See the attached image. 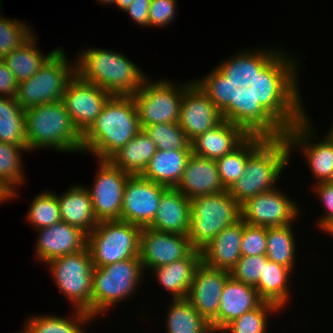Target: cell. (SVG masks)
Instances as JSON below:
<instances>
[{"instance_id": "obj_47", "label": "cell", "mask_w": 333, "mask_h": 333, "mask_svg": "<svg viewBox=\"0 0 333 333\" xmlns=\"http://www.w3.org/2000/svg\"><path fill=\"white\" fill-rule=\"evenodd\" d=\"M15 198V191L8 186L5 182L0 180V204L5 201L8 202Z\"/></svg>"}, {"instance_id": "obj_51", "label": "cell", "mask_w": 333, "mask_h": 333, "mask_svg": "<svg viewBox=\"0 0 333 333\" xmlns=\"http://www.w3.org/2000/svg\"><path fill=\"white\" fill-rule=\"evenodd\" d=\"M99 1V3H101V4H104V5H108V4H113V5H115V0H97V2Z\"/></svg>"}, {"instance_id": "obj_6", "label": "cell", "mask_w": 333, "mask_h": 333, "mask_svg": "<svg viewBox=\"0 0 333 333\" xmlns=\"http://www.w3.org/2000/svg\"><path fill=\"white\" fill-rule=\"evenodd\" d=\"M291 155L286 137L277 128L247 158L245 173L228 192L241 205L251 197L275 189Z\"/></svg>"}, {"instance_id": "obj_45", "label": "cell", "mask_w": 333, "mask_h": 333, "mask_svg": "<svg viewBox=\"0 0 333 333\" xmlns=\"http://www.w3.org/2000/svg\"><path fill=\"white\" fill-rule=\"evenodd\" d=\"M17 90V80L6 62L0 59V97L16 98Z\"/></svg>"}, {"instance_id": "obj_23", "label": "cell", "mask_w": 333, "mask_h": 333, "mask_svg": "<svg viewBox=\"0 0 333 333\" xmlns=\"http://www.w3.org/2000/svg\"><path fill=\"white\" fill-rule=\"evenodd\" d=\"M175 188L190 200L226 190L220 180L216 161L193 153L188 158L180 182Z\"/></svg>"}, {"instance_id": "obj_2", "label": "cell", "mask_w": 333, "mask_h": 333, "mask_svg": "<svg viewBox=\"0 0 333 333\" xmlns=\"http://www.w3.org/2000/svg\"><path fill=\"white\" fill-rule=\"evenodd\" d=\"M292 56L283 49L277 53L275 69L281 78L283 93L274 103L271 114L286 137L290 152L298 148L304 154L315 184L333 181V141L326 135L316 141L314 122L307 116L300 95L299 63Z\"/></svg>"}, {"instance_id": "obj_39", "label": "cell", "mask_w": 333, "mask_h": 333, "mask_svg": "<svg viewBox=\"0 0 333 333\" xmlns=\"http://www.w3.org/2000/svg\"><path fill=\"white\" fill-rule=\"evenodd\" d=\"M143 130L155 143L157 150H192L191 142L178 122L149 125Z\"/></svg>"}, {"instance_id": "obj_4", "label": "cell", "mask_w": 333, "mask_h": 333, "mask_svg": "<svg viewBox=\"0 0 333 333\" xmlns=\"http://www.w3.org/2000/svg\"><path fill=\"white\" fill-rule=\"evenodd\" d=\"M141 130L132 96H112L82 135V153L109 160Z\"/></svg>"}, {"instance_id": "obj_17", "label": "cell", "mask_w": 333, "mask_h": 333, "mask_svg": "<svg viewBox=\"0 0 333 333\" xmlns=\"http://www.w3.org/2000/svg\"><path fill=\"white\" fill-rule=\"evenodd\" d=\"M168 187L130 176L126 182L120 221L148 227L154 220L163 192Z\"/></svg>"}, {"instance_id": "obj_16", "label": "cell", "mask_w": 333, "mask_h": 333, "mask_svg": "<svg viewBox=\"0 0 333 333\" xmlns=\"http://www.w3.org/2000/svg\"><path fill=\"white\" fill-rule=\"evenodd\" d=\"M111 94L83 80L77 73L67 84L62 102L75 128L83 135L101 113Z\"/></svg>"}, {"instance_id": "obj_29", "label": "cell", "mask_w": 333, "mask_h": 333, "mask_svg": "<svg viewBox=\"0 0 333 333\" xmlns=\"http://www.w3.org/2000/svg\"><path fill=\"white\" fill-rule=\"evenodd\" d=\"M292 271L280 264H277L267 258V264H264L263 276H260L259 283L255 287L260 298L272 304H275L282 311L285 306L291 302V278Z\"/></svg>"}, {"instance_id": "obj_28", "label": "cell", "mask_w": 333, "mask_h": 333, "mask_svg": "<svg viewBox=\"0 0 333 333\" xmlns=\"http://www.w3.org/2000/svg\"><path fill=\"white\" fill-rule=\"evenodd\" d=\"M191 154L192 150H157L141 176L168 188H175Z\"/></svg>"}, {"instance_id": "obj_42", "label": "cell", "mask_w": 333, "mask_h": 333, "mask_svg": "<svg viewBox=\"0 0 333 333\" xmlns=\"http://www.w3.org/2000/svg\"><path fill=\"white\" fill-rule=\"evenodd\" d=\"M267 227L246 224L243 221L242 256L266 255Z\"/></svg>"}, {"instance_id": "obj_9", "label": "cell", "mask_w": 333, "mask_h": 333, "mask_svg": "<svg viewBox=\"0 0 333 333\" xmlns=\"http://www.w3.org/2000/svg\"><path fill=\"white\" fill-rule=\"evenodd\" d=\"M188 238L194 249L201 250L224 228L241 219L240 205L228 190L190 200Z\"/></svg>"}, {"instance_id": "obj_35", "label": "cell", "mask_w": 333, "mask_h": 333, "mask_svg": "<svg viewBox=\"0 0 333 333\" xmlns=\"http://www.w3.org/2000/svg\"><path fill=\"white\" fill-rule=\"evenodd\" d=\"M293 225L267 227V250L269 260L289 268L293 272L296 262L297 242L292 229Z\"/></svg>"}, {"instance_id": "obj_33", "label": "cell", "mask_w": 333, "mask_h": 333, "mask_svg": "<svg viewBox=\"0 0 333 333\" xmlns=\"http://www.w3.org/2000/svg\"><path fill=\"white\" fill-rule=\"evenodd\" d=\"M166 313V333H214L210 323L185 299H174Z\"/></svg>"}, {"instance_id": "obj_30", "label": "cell", "mask_w": 333, "mask_h": 333, "mask_svg": "<svg viewBox=\"0 0 333 333\" xmlns=\"http://www.w3.org/2000/svg\"><path fill=\"white\" fill-rule=\"evenodd\" d=\"M157 151L155 143L141 129L132 140L117 151L109 160L131 176L142 175Z\"/></svg>"}, {"instance_id": "obj_49", "label": "cell", "mask_w": 333, "mask_h": 333, "mask_svg": "<svg viewBox=\"0 0 333 333\" xmlns=\"http://www.w3.org/2000/svg\"><path fill=\"white\" fill-rule=\"evenodd\" d=\"M322 232L333 236V222H331Z\"/></svg>"}, {"instance_id": "obj_22", "label": "cell", "mask_w": 333, "mask_h": 333, "mask_svg": "<svg viewBox=\"0 0 333 333\" xmlns=\"http://www.w3.org/2000/svg\"><path fill=\"white\" fill-rule=\"evenodd\" d=\"M262 302L255 287L230 277L223 288L218 315L210 322L212 330L220 333L230 322L258 307Z\"/></svg>"}, {"instance_id": "obj_14", "label": "cell", "mask_w": 333, "mask_h": 333, "mask_svg": "<svg viewBox=\"0 0 333 333\" xmlns=\"http://www.w3.org/2000/svg\"><path fill=\"white\" fill-rule=\"evenodd\" d=\"M98 170L91 187H87L98 221L120 220L124 189L131 176L110 160L97 159Z\"/></svg>"}, {"instance_id": "obj_40", "label": "cell", "mask_w": 333, "mask_h": 333, "mask_svg": "<svg viewBox=\"0 0 333 333\" xmlns=\"http://www.w3.org/2000/svg\"><path fill=\"white\" fill-rule=\"evenodd\" d=\"M1 3L0 0V7L2 6ZM31 27L25 21L10 19L0 14V59L20 47L34 34Z\"/></svg>"}, {"instance_id": "obj_21", "label": "cell", "mask_w": 333, "mask_h": 333, "mask_svg": "<svg viewBox=\"0 0 333 333\" xmlns=\"http://www.w3.org/2000/svg\"><path fill=\"white\" fill-rule=\"evenodd\" d=\"M277 129L270 114L237 148L216 159L220 180L226 190L245 173L247 158Z\"/></svg>"}, {"instance_id": "obj_37", "label": "cell", "mask_w": 333, "mask_h": 333, "mask_svg": "<svg viewBox=\"0 0 333 333\" xmlns=\"http://www.w3.org/2000/svg\"><path fill=\"white\" fill-rule=\"evenodd\" d=\"M281 311L275 304L263 301L258 307L230 322L220 333H266L268 317Z\"/></svg>"}, {"instance_id": "obj_31", "label": "cell", "mask_w": 333, "mask_h": 333, "mask_svg": "<svg viewBox=\"0 0 333 333\" xmlns=\"http://www.w3.org/2000/svg\"><path fill=\"white\" fill-rule=\"evenodd\" d=\"M70 317L50 314H38L26 319L20 333H88L84 325L94 318L83 310L73 309Z\"/></svg>"}, {"instance_id": "obj_38", "label": "cell", "mask_w": 333, "mask_h": 333, "mask_svg": "<svg viewBox=\"0 0 333 333\" xmlns=\"http://www.w3.org/2000/svg\"><path fill=\"white\" fill-rule=\"evenodd\" d=\"M26 221L35 230L59 223L61 217L56 193L49 190L36 195L30 203L28 212H26Z\"/></svg>"}, {"instance_id": "obj_36", "label": "cell", "mask_w": 333, "mask_h": 333, "mask_svg": "<svg viewBox=\"0 0 333 333\" xmlns=\"http://www.w3.org/2000/svg\"><path fill=\"white\" fill-rule=\"evenodd\" d=\"M29 152L24 146L12 145L0 141V180L15 191V199L19 198L18 189L26 183L22 152ZM17 190V191H16Z\"/></svg>"}, {"instance_id": "obj_8", "label": "cell", "mask_w": 333, "mask_h": 333, "mask_svg": "<svg viewBox=\"0 0 333 333\" xmlns=\"http://www.w3.org/2000/svg\"><path fill=\"white\" fill-rule=\"evenodd\" d=\"M144 276L139 258L126 259L103 267H94L92 317L95 319L103 316L107 311H111L113 306L116 307L118 303L134 296L132 294H136Z\"/></svg>"}, {"instance_id": "obj_41", "label": "cell", "mask_w": 333, "mask_h": 333, "mask_svg": "<svg viewBox=\"0 0 333 333\" xmlns=\"http://www.w3.org/2000/svg\"><path fill=\"white\" fill-rule=\"evenodd\" d=\"M266 255L241 256L237 264L231 269L230 277L246 285L256 287L260 276H263Z\"/></svg>"}, {"instance_id": "obj_10", "label": "cell", "mask_w": 333, "mask_h": 333, "mask_svg": "<svg viewBox=\"0 0 333 333\" xmlns=\"http://www.w3.org/2000/svg\"><path fill=\"white\" fill-rule=\"evenodd\" d=\"M60 47L34 74L18 83L16 101L23 108L62 101L69 81L76 75V59L69 61Z\"/></svg>"}, {"instance_id": "obj_44", "label": "cell", "mask_w": 333, "mask_h": 333, "mask_svg": "<svg viewBox=\"0 0 333 333\" xmlns=\"http://www.w3.org/2000/svg\"><path fill=\"white\" fill-rule=\"evenodd\" d=\"M317 194L318 200L323 204L325 208L324 214L317 220V227L320 230H324L331 222H333V181L318 182L312 187ZM327 210V211H326Z\"/></svg>"}, {"instance_id": "obj_50", "label": "cell", "mask_w": 333, "mask_h": 333, "mask_svg": "<svg viewBox=\"0 0 333 333\" xmlns=\"http://www.w3.org/2000/svg\"><path fill=\"white\" fill-rule=\"evenodd\" d=\"M330 128L327 129V134H325L330 140L333 141V124H331Z\"/></svg>"}, {"instance_id": "obj_15", "label": "cell", "mask_w": 333, "mask_h": 333, "mask_svg": "<svg viewBox=\"0 0 333 333\" xmlns=\"http://www.w3.org/2000/svg\"><path fill=\"white\" fill-rule=\"evenodd\" d=\"M278 187L251 197L241 204V219L246 224L262 227L293 224L300 216V207Z\"/></svg>"}, {"instance_id": "obj_12", "label": "cell", "mask_w": 333, "mask_h": 333, "mask_svg": "<svg viewBox=\"0 0 333 333\" xmlns=\"http://www.w3.org/2000/svg\"><path fill=\"white\" fill-rule=\"evenodd\" d=\"M141 230L138 225L120 220L99 221L87 235V248L94 267L139 258Z\"/></svg>"}, {"instance_id": "obj_26", "label": "cell", "mask_w": 333, "mask_h": 333, "mask_svg": "<svg viewBox=\"0 0 333 333\" xmlns=\"http://www.w3.org/2000/svg\"><path fill=\"white\" fill-rule=\"evenodd\" d=\"M201 263V250L193 249L185 258L153 268L151 272L163 289L171 293L172 300L185 299Z\"/></svg>"}, {"instance_id": "obj_24", "label": "cell", "mask_w": 333, "mask_h": 333, "mask_svg": "<svg viewBox=\"0 0 333 333\" xmlns=\"http://www.w3.org/2000/svg\"><path fill=\"white\" fill-rule=\"evenodd\" d=\"M243 220L224 228L201 249V261L207 267L231 271L241 258Z\"/></svg>"}, {"instance_id": "obj_3", "label": "cell", "mask_w": 333, "mask_h": 333, "mask_svg": "<svg viewBox=\"0 0 333 333\" xmlns=\"http://www.w3.org/2000/svg\"><path fill=\"white\" fill-rule=\"evenodd\" d=\"M282 93L274 68L219 124L191 141L192 153L216 160L232 152L271 114Z\"/></svg>"}, {"instance_id": "obj_19", "label": "cell", "mask_w": 333, "mask_h": 333, "mask_svg": "<svg viewBox=\"0 0 333 333\" xmlns=\"http://www.w3.org/2000/svg\"><path fill=\"white\" fill-rule=\"evenodd\" d=\"M230 272L201 263L194 274L187 300L209 323L218 315L220 298Z\"/></svg>"}, {"instance_id": "obj_27", "label": "cell", "mask_w": 333, "mask_h": 333, "mask_svg": "<svg viewBox=\"0 0 333 333\" xmlns=\"http://www.w3.org/2000/svg\"><path fill=\"white\" fill-rule=\"evenodd\" d=\"M63 194H56L61 221L79 228L87 235L97 226L90 194L87 187L76 184Z\"/></svg>"}, {"instance_id": "obj_43", "label": "cell", "mask_w": 333, "mask_h": 333, "mask_svg": "<svg viewBox=\"0 0 333 333\" xmlns=\"http://www.w3.org/2000/svg\"><path fill=\"white\" fill-rule=\"evenodd\" d=\"M176 0H151L149 8V27H163L171 24L177 14Z\"/></svg>"}, {"instance_id": "obj_32", "label": "cell", "mask_w": 333, "mask_h": 333, "mask_svg": "<svg viewBox=\"0 0 333 333\" xmlns=\"http://www.w3.org/2000/svg\"><path fill=\"white\" fill-rule=\"evenodd\" d=\"M36 39V35L33 34L20 47L14 49L3 58L18 83L32 78L60 48L57 47L48 54H44V52L42 53L36 46Z\"/></svg>"}, {"instance_id": "obj_1", "label": "cell", "mask_w": 333, "mask_h": 333, "mask_svg": "<svg viewBox=\"0 0 333 333\" xmlns=\"http://www.w3.org/2000/svg\"><path fill=\"white\" fill-rule=\"evenodd\" d=\"M264 49L242 50L188 81L178 124L190 142L219 124L275 68L280 48Z\"/></svg>"}, {"instance_id": "obj_11", "label": "cell", "mask_w": 333, "mask_h": 333, "mask_svg": "<svg viewBox=\"0 0 333 333\" xmlns=\"http://www.w3.org/2000/svg\"><path fill=\"white\" fill-rule=\"evenodd\" d=\"M59 292L69 300L72 309L87 311L92 316V258L89 249L56 257L46 263Z\"/></svg>"}, {"instance_id": "obj_18", "label": "cell", "mask_w": 333, "mask_h": 333, "mask_svg": "<svg viewBox=\"0 0 333 333\" xmlns=\"http://www.w3.org/2000/svg\"><path fill=\"white\" fill-rule=\"evenodd\" d=\"M194 248L188 235L160 232L142 227L139 259L144 272L185 258Z\"/></svg>"}, {"instance_id": "obj_25", "label": "cell", "mask_w": 333, "mask_h": 333, "mask_svg": "<svg viewBox=\"0 0 333 333\" xmlns=\"http://www.w3.org/2000/svg\"><path fill=\"white\" fill-rule=\"evenodd\" d=\"M190 199L178 189L167 188L149 228L174 234L188 235L190 228Z\"/></svg>"}, {"instance_id": "obj_7", "label": "cell", "mask_w": 333, "mask_h": 333, "mask_svg": "<svg viewBox=\"0 0 333 333\" xmlns=\"http://www.w3.org/2000/svg\"><path fill=\"white\" fill-rule=\"evenodd\" d=\"M27 149L81 153L82 135L75 128L62 101L35 105L25 109Z\"/></svg>"}, {"instance_id": "obj_5", "label": "cell", "mask_w": 333, "mask_h": 333, "mask_svg": "<svg viewBox=\"0 0 333 333\" xmlns=\"http://www.w3.org/2000/svg\"><path fill=\"white\" fill-rule=\"evenodd\" d=\"M76 58V73L112 96H132L148 78L129 58L116 50L82 49Z\"/></svg>"}, {"instance_id": "obj_46", "label": "cell", "mask_w": 333, "mask_h": 333, "mask_svg": "<svg viewBox=\"0 0 333 333\" xmlns=\"http://www.w3.org/2000/svg\"><path fill=\"white\" fill-rule=\"evenodd\" d=\"M151 0H134L124 11L140 27H149V8Z\"/></svg>"}, {"instance_id": "obj_34", "label": "cell", "mask_w": 333, "mask_h": 333, "mask_svg": "<svg viewBox=\"0 0 333 333\" xmlns=\"http://www.w3.org/2000/svg\"><path fill=\"white\" fill-rule=\"evenodd\" d=\"M25 109L16 98L0 97V141L27 149Z\"/></svg>"}, {"instance_id": "obj_20", "label": "cell", "mask_w": 333, "mask_h": 333, "mask_svg": "<svg viewBox=\"0 0 333 333\" xmlns=\"http://www.w3.org/2000/svg\"><path fill=\"white\" fill-rule=\"evenodd\" d=\"M36 231L38 237L35 241V259L44 264L87 247V234L63 221Z\"/></svg>"}, {"instance_id": "obj_13", "label": "cell", "mask_w": 333, "mask_h": 333, "mask_svg": "<svg viewBox=\"0 0 333 333\" xmlns=\"http://www.w3.org/2000/svg\"><path fill=\"white\" fill-rule=\"evenodd\" d=\"M187 84L186 81L177 85L167 79L153 82L147 78L132 95L141 129L149 125L178 122L184 87Z\"/></svg>"}, {"instance_id": "obj_48", "label": "cell", "mask_w": 333, "mask_h": 333, "mask_svg": "<svg viewBox=\"0 0 333 333\" xmlns=\"http://www.w3.org/2000/svg\"><path fill=\"white\" fill-rule=\"evenodd\" d=\"M134 0H115V6L121 11H125Z\"/></svg>"}]
</instances>
